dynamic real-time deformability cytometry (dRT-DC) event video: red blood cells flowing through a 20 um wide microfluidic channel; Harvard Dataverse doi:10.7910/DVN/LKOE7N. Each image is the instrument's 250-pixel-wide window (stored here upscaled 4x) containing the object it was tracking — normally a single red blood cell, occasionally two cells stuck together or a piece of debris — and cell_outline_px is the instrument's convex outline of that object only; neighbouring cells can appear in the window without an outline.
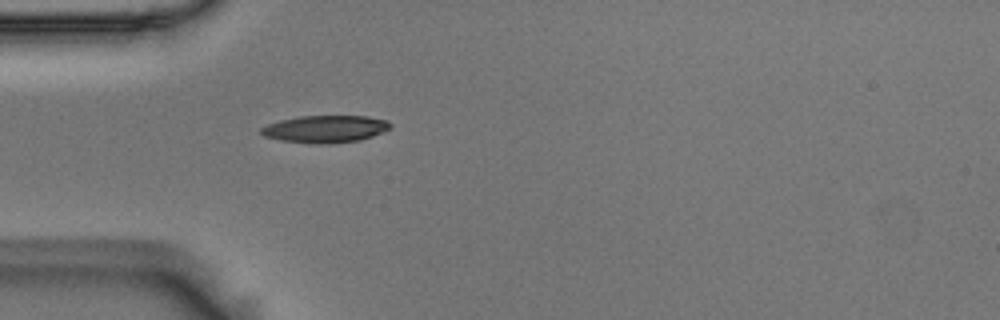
{"species": "Egyptian fruit bat (a non-hibernating species)", "species_latin": "Rousettus aegyptiacus", "temperature_condition": "room temperature", "stored_images_in_passage": 4, "camera_frame_rate_fps": 3000, "um_per_image_px": 0.085, "animal": {"sex": "male"}, "frame": {"image": 1, "passage_image": 4, "time_ms": 1.0, "image_size_px": [1000, 320], "cell_outline_px": [[392, 128], [372, 136], [360, 140], [320, 144], [316, 144], [280, 140], [264, 136], [260, 132], [260, 128], [268, 124], [280, 120], [300, 116], [368, 116], [388, 120], [392, 124]], "centroid_in_image_um": [27.67, 10.95], "position_along_channel_um": 57.3, "area_um2": 20.52}}